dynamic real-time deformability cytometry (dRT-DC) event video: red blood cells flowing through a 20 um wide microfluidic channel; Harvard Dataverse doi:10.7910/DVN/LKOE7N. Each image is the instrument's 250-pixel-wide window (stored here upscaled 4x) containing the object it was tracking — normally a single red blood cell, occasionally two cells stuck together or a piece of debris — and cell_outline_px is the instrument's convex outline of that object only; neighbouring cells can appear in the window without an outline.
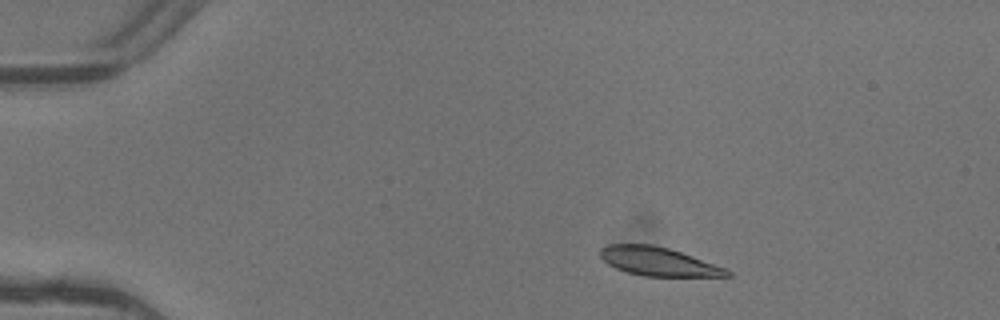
{"species": "common noctule bat (a hibernating species)", "species_latin": "Nyctalus noctula", "temperature_condition": "warm", "stored_images_in_passage": 4, "camera_frame_rate_fps": 3000, "um_per_image_px": 0.085, "animal": {"sex": "female"}, "frame": {"image": 1, "passage_image": 2, "time_ms": 0.333, "image_size_px": [1000, 320], "cell_outline_px": [[732, 276], [644, 276], [628, 272], [616, 268], [608, 264], [600, 256], [600, 248], [608, 244], [652, 244], [668, 248], [728, 268], [732, 272]], "centroid_in_image_um": [55.97, 22.23], "position_along_channel_um": 29.0, "area_um2": 21.1}}